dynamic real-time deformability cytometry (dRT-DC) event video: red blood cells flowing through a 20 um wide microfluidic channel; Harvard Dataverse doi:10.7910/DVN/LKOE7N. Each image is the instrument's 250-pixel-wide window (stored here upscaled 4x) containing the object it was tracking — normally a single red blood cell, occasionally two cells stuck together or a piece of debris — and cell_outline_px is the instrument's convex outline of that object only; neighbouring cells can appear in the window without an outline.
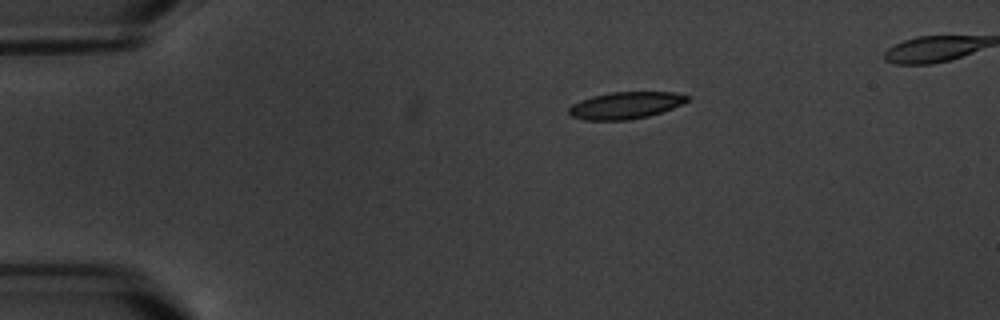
{"species": "common noctule bat (a hibernating species)", "species_latin": "Nyctalus noctula", "temperature_condition": "warm", "stored_images_in_passage": 3, "segment_of_instrument_passage": [1, 2], "camera_frame_rate_fps": 3000, "um_per_image_px": 0.085, "animal": {"sex": "male", "body_mass_g": 20.1, "forearm_length_mm": 53.5}, "frame": {"image": 1, "passage_image": 1, "time_ms": 0.0, "image_size_px": [1000, 320], "cell_outline_px": [[692, 96], [684, 104], [648, 116], [628, 120], [584, 120], [572, 116], [568, 112], [568, 108], [572, 104], [580, 100], [592, 96], [612, 92], [672, 92]], "centroid_in_image_um": [53.18, 8.95], "position_along_channel_um": 31.8, "area_um2": 18.61}}